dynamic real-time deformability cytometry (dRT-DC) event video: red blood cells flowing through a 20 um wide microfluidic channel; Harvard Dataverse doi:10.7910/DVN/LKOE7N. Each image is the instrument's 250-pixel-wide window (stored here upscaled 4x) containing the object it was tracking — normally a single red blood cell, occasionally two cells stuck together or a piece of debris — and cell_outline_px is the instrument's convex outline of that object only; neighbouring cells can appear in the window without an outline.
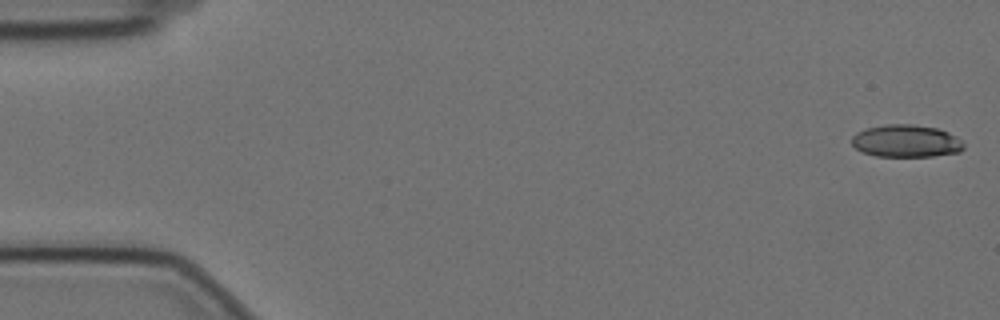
{"species": "Egyptian fruit bat (a non-hibernating species)", "species_latin": "Rousettus aegyptiacus", "temperature_condition": "cold", "stored_images_in_passage": 55, "camera_frame_rate_fps": 3000, "um_per_image_px": 0.085, "animal": {"sex": "female"}, "frame": {"image": 1, "passage_image": 1, "time_ms": 0.0, "image_size_px": [1000, 320], "cell_outline_px": [[964, 148], [960, 152], [932, 156], [876, 156], [864, 152], [856, 148], [852, 144], [852, 136], [856, 132], [868, 128], [884, 124], [912, 124], [936, 128], [948, 132], [956, 136], [964, 144]], "centroid_in_image_um": [77.03, 11.98], "position_along_channel_um": 8.0, "area_um2": 21.1}}
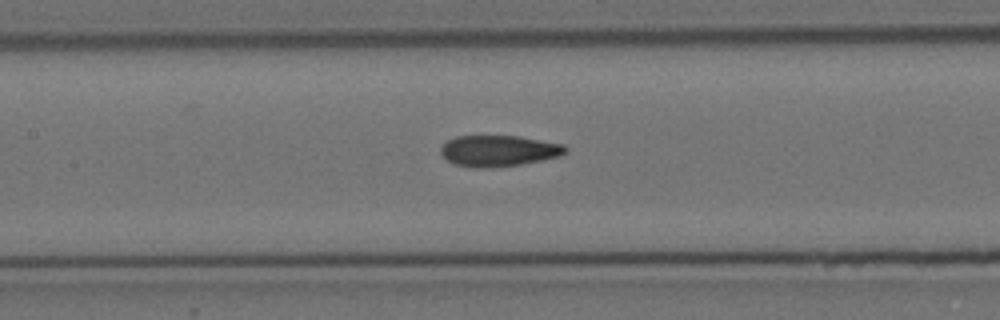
{"frame": {"image": 2, "passage_image": 26, "time_ms": 8.333, "image_size_px": [1000, 320], "cell_outline_px": [[568, 152], [560, 156], [520, 164], [492, 168], [476, 168], [452, 164], [440, 152], [440, 148], [448, 140], [456, 136], [516, 136], [564, 144], [568, 148]], "centroid_in_image_um": [42.39, 12.82], "position_along_channel_um": 165.0, "area_um2": 22.6}}
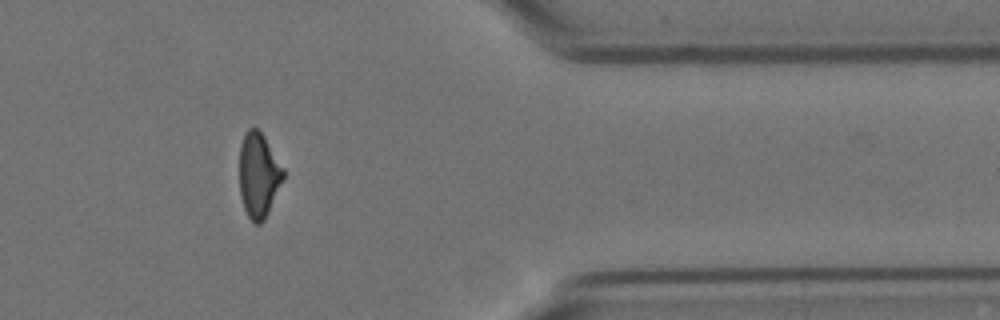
{"frame": {"image": 3, "passage_image": 47, "time_ms": 15.333, "image_size_px": [1000, 320], "cell_outline_px": [[284, 180], [264, 220], [260, 224], [256, 224], [248, 216], [244, 208], [240, 196], [240, 144], [248, 128], [256, 128], [264, 136], [284, 168]], "centroid_in_image_um": [21.99, 14.89], "position_along_channel_um": 389.4, "area_um2": 21.62}, "authors_computed_cell_mechanics": {"area_um2": 22.542, "velocity_mm_per_s": 3.5057, "shape_relaxation_time_tau1_ms": 6.9333, "shape_relaxation_time_tau2_ms": 2.3687, "deformation_change_tau1": 0.1719, "deformation_change_tau2": 0.0875}}